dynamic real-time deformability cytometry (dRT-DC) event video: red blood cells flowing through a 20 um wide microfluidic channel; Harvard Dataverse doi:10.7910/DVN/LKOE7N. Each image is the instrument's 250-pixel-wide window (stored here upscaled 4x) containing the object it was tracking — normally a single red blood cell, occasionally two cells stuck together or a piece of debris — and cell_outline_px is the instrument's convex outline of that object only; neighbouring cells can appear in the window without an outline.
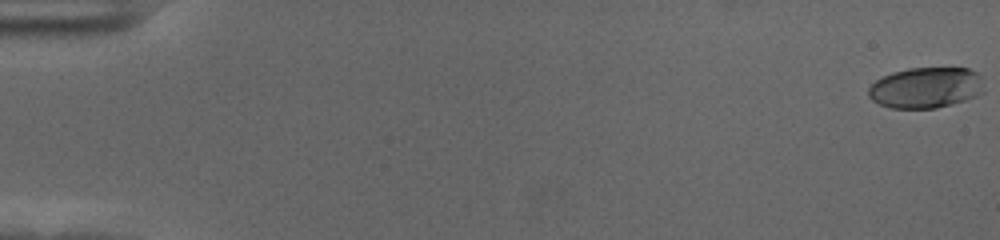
{"species": "human", "species_latin": "Homo sapiens", "temperature_condition": "cold", "stored_images_in_passage": 58, "camera_frame_rate_fps": 3000, "um_per_image_px": 0.085, "donor": {"sex": "female"}, "frame": {"image": 1, "passage_image": 1, "time_ms": 0.0, "image_size_px": [1000, 240], "cell_outline_px": [[984, 92], [976, 96], [952, 104], [936, 108], [892, 108], [880, 104], [872, 100], [868, 96], [868, 88], [876, 80], [892, 72], [908, 68], [968, 68], [976, 72], [980, 76]], "centroid_in_image_um": [78.69, 7.45], "position_along_channel_um": 6.3, "area_um2": 27.46}}
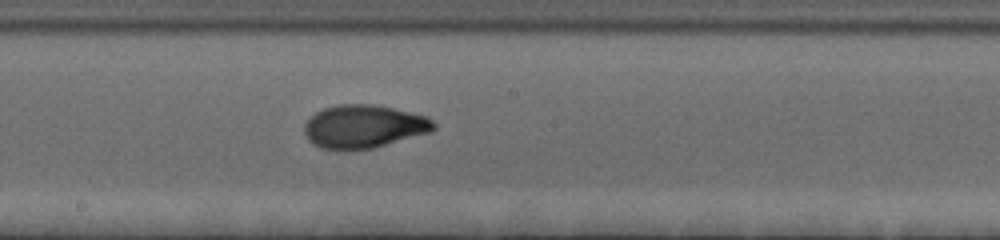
{"frame": {"image": 2, "passage_image": 33, "time_ms": 10.667, "image_size_px": [1000, 240], "cell_outline_px": [[436, 128], [432, 132], [372, 148], [320, 148], [312, 144], [308, 140], [304, 132], [304, 124], [316, 112], [324, 108], [340, 104], [372, 104], [392, 108], [428, 116], [436, 124]], "centroid_in_image_um": [30.95, 10.73], "position_along_channel_um": 217.3, "area_um2": 32.25}}
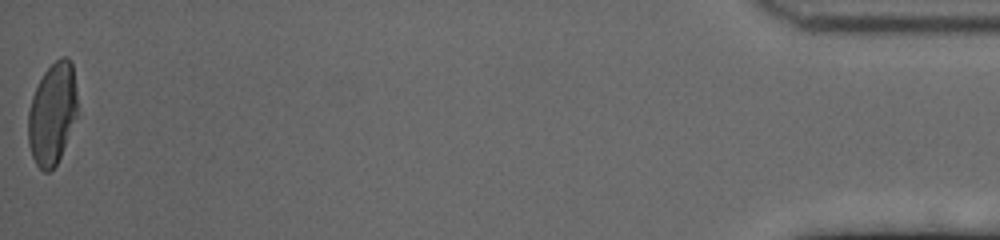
{"frame": {"image": 3, "passage_image": 58, "time_ms": 19.0, "image_size_px": [1000, 240], "cell_outline_px": [[76, 116], [60, 156], [56, 164], [48, 172], [44, 172], [36, 164], [32, 156], [28, 144], [28, 112], [32, 96], [44, 72], [60, 56], [68, 56], [72, 64], [76, 92]], "centroid_in_image_um": [4.42, 9.65], "position_along_channel_um": 430.8, "area_um2": 28.78}, "authors_computed_cell_mechanics": {"area_um2": 30.1427, "velocity_mm_per_s": 3.62, "shape_relaxation_time_tau1_ms": 4.0354, "shape_relaxation_time_tau2_ms": 1.0718, "deformation_change_tau1": 0.1935, "deformation_change_tau2": 0.0603}}